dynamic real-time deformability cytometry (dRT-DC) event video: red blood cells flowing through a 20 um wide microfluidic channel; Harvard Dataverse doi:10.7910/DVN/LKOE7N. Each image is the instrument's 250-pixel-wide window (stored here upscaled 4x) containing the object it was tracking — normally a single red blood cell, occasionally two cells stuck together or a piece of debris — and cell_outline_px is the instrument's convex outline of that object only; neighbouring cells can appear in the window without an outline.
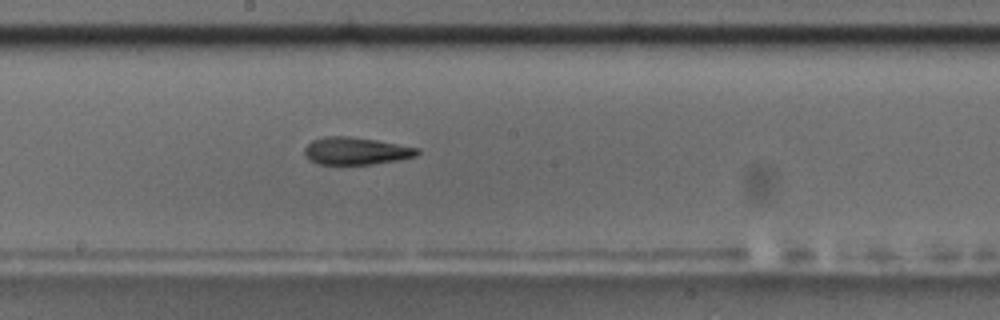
{"species": "common noctule bat (a hibernating species)", "species_latin": "Nyctalus noctula", "temperature_condition": "room temperature", "stored_images_in_passage": 9, "camera_frame_rate_fps": 3000, "um_per_image_px": 0.085, "animal": {"sex": "male", "body_mass_g": 17.5, "forearm_length_mm": 52.3}, "frame": {"image": 1, "passage_image": 9, "time_ms": 10.0, "image_size_px": [1000, 320], "cell_outline_px": [[420, 152], [416, 156], [396, 160], [372, 164], [316, 164], [308, 160], [304, 156], [304, 148], [312, 140], [324, 136], [348, 136], [376, 140], [420, 148]], "centroid_in_image_um": [30.21, 12.83], "position_along_channel_um": 218.0, "area_um2": 18.09}}